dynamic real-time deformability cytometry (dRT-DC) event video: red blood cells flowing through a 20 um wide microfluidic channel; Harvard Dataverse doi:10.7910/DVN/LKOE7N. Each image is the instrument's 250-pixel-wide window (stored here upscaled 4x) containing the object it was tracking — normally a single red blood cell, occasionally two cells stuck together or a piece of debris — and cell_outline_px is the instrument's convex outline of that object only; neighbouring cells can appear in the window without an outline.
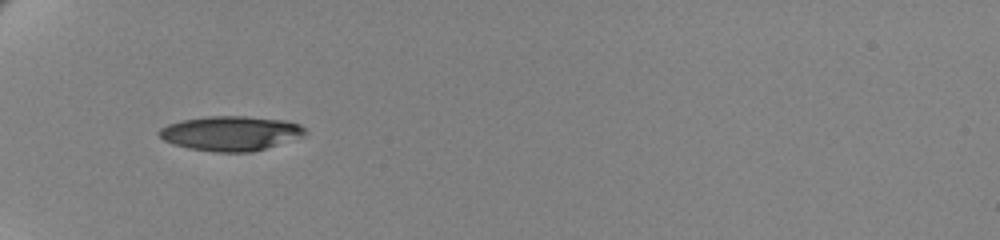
{"species": "human", "species_latin": "Homo sapiens", "temperature_condition": "cold", "stored_images_in_passage": 39, "camera_frame_rate_fps": 3000, "um_per_image_px": 0.085, "donor": {"sex": "female"}, "frame": {"image": 1, "passage_image": 1, "time_ms": 0.0, "image_size_px": [1000, 240], "cell_outline_px": [[308, 132], [304, 136], [252, 152], [212, 152], [188, 148], [172, 144], [164, 140], [156, 132], [160, 128], [168, 124], [180, 120], [204, 116], [244, 116], [288, 120], [300, 124]], "centroid_in_image_um": [19.6, 11.32], "position_along_channel_um": 65.4, "area_um2": 29.77}}
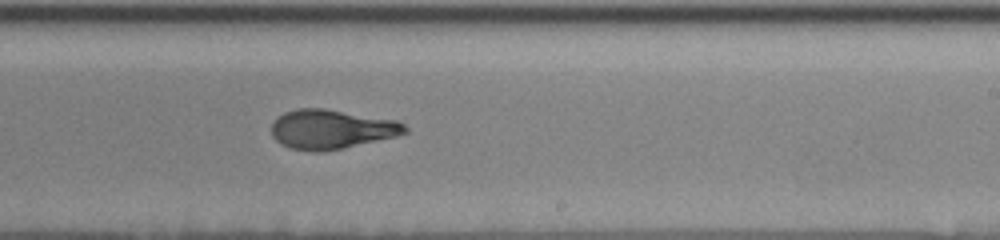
{"frame": {"image": 2, "passage_image": 19, "time_ms": 6.0, "image_size_px": [1000, 240], "cell_outline_px": [[408, 132], [396, 136], [340, 148], [320, 152], [312, 152], [292, 148], [280, 144], [272, 136], [272, 124], [276, 116], [284, 112], [296, 108], [324, 108], [396, 120], [404, 124], [408, 128]], "centroid_in_image_um": [28.13, 10.97], "position_along_channel_um": 260.9, "area_um2": 30.52}}
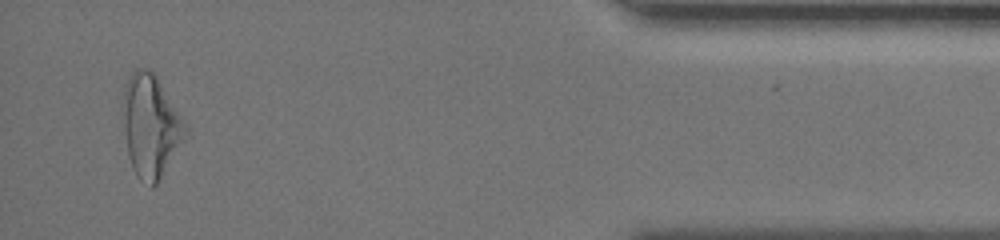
{"frame": {"image": 3, "passage_image": 37, "time_ms": 12.0, "image_size_px": [1000, 240], "cell_outline_px": [[188, 132], [156, 184], [152, 188], [140, 180], [136, 176], [132, 168], [128, 156], [124, 124], [124, 88], [128, 76], [136, 68], [152, 68], [184, 120], [188, 128]], "centroid_in_image_um": [12.81, 10.67], "position_along_channel_um": 422.4, "area_um2": 36.99}, "authors_computed_cell_mechanics": {"area_um2": 30.7496, "velocity_mm_per_s": 3.4623, "shape_relaxation_time_tau1_ms": 6.2042, "shape_relaxation_time_tau2_ms": 1.6871, "deformation_change_tau1": 0.1817, "deformation_change_tau2": 0.0742}}